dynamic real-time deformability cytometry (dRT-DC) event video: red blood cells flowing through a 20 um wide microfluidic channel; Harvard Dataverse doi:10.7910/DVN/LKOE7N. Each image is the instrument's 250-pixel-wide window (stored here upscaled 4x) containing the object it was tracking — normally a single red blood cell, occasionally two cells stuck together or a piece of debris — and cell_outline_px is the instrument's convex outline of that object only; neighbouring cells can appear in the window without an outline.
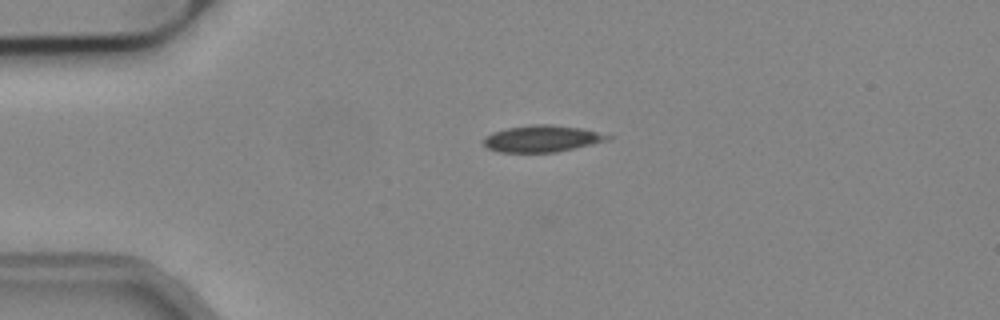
{"species": "common noctule bat (a hibernating species)", "species_latin": "Nyctalus noctula", "temperature_condition": "cold", "stored_images_in_passage": 7, "camera_frame_rate_fps": 3000, "um_per_image_px": 0.085, "animal": {"sex": "male", "body_mass_g": 19.2, "forearm_length_mm": 51.8}, "frame": {"image": 1, "passage_image": 1, "time_ms": 0.0, "image_size_px": [1000, 320], "cell_outline_px": [[612, 136], [608, 140], [592, 144], [556, 152], [500, 152], [488, 148], [484, 144], [484, 140], [492, 132], [508, 128], [532, 124], [548, 124], [580, 128]], "centroid_in_image_um": [46.06, 11.78], "position_along_channel_um": 38.9, "area_um2": 18.9}}